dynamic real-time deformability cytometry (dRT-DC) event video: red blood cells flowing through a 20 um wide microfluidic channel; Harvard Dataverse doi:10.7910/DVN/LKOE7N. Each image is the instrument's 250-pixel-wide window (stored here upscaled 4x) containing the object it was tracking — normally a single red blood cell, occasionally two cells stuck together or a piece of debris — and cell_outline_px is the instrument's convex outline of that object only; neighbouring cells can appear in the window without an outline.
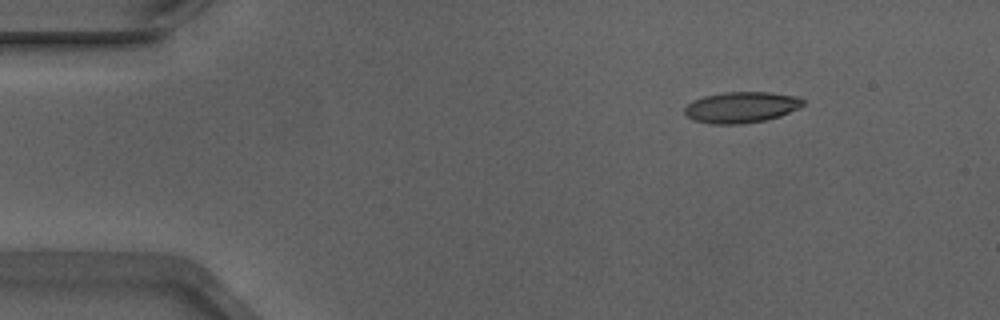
{"species": "Egyptian fruit bat (a non-hibernating species)", "species_latin": "Rousettus aegyptiacus", "temperature_condition": "warm", "stored_images_in_passage": 47, "camera_frame_rate_fps": 3000, "um_per_image_px": 0.085, "animal": {"sex": "male"}, "frame": {"image": 1, "passage_image": 1, "time_ms": 0.0, "image_size_px": [1000, 320], "cell_outline_px": [[804, 104], [800, 108], [780, 116], [764, 120], [740, 124], [712, 124], [692, 120], [684, 112], [684, 108], [692, 100], [704, 96], [724, 92], [772, 92], [800, 96], [804, 100]], "centroid_in_image_um": [63.03, 9.11], "position_along_channel_um": 22.0, "area_um2": 21.62}}
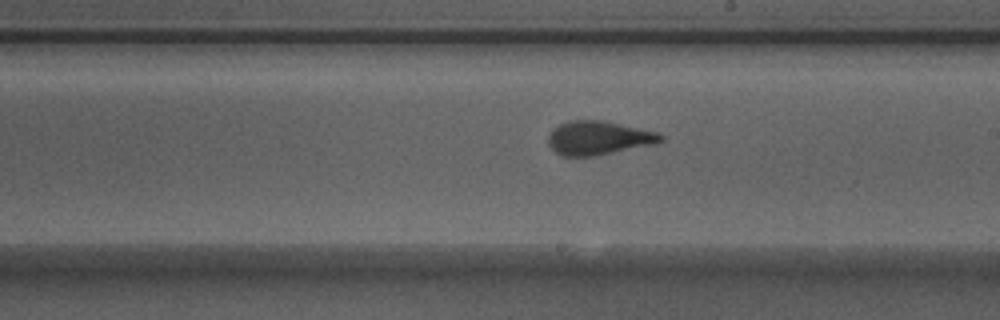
{"frame": {"image": 2, "passage_image": 24, "time_ms": 7.667, "image_size_px": [1000, 320], "cell_outline_px": [[664, 140], [656, 144], [592, 156], [564, 156], [556, 152], [548, 144], [548, 136], [560, 124], [568, 120], [604, 120], [656, 132], [664, 136]], "centroid_in_image_um": [50.89, 11.72], "position_along_channel_um": 238.1, "area_um2": 21.96}}
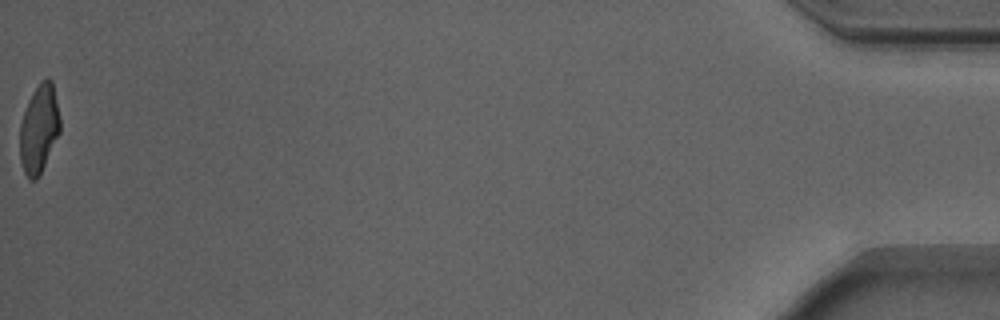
{"frame": {"image": 3, "passage_image": 47, "time_ms": 15.333, "image_size_px": [1000, 320], "cell_outline_px": [[60, 132], [40, 176], [36, 180], [28, 180], [24, 172], [20, 160], [20, 124], [28, 100], [32, 92], [40, 80], [44, 76], [48, 76], [52, 80], [60, 116]], "centroid_in_image_um": [3.33, 10.94], "position_along_channel_um": 431.9, "area_um2": 21.1}, "authors_computed_cell_mechanics": {"area_um2": 21.9062, "velocity_mm_per_s": 3.8977, "shape_relaxation_time_tau1_ms": 4.887, "shape_relaxation_time_tau2_ms": 1.0189, "deformation_change_tau1": 0.1903, "deformation_change_tau2": 0.0777}}